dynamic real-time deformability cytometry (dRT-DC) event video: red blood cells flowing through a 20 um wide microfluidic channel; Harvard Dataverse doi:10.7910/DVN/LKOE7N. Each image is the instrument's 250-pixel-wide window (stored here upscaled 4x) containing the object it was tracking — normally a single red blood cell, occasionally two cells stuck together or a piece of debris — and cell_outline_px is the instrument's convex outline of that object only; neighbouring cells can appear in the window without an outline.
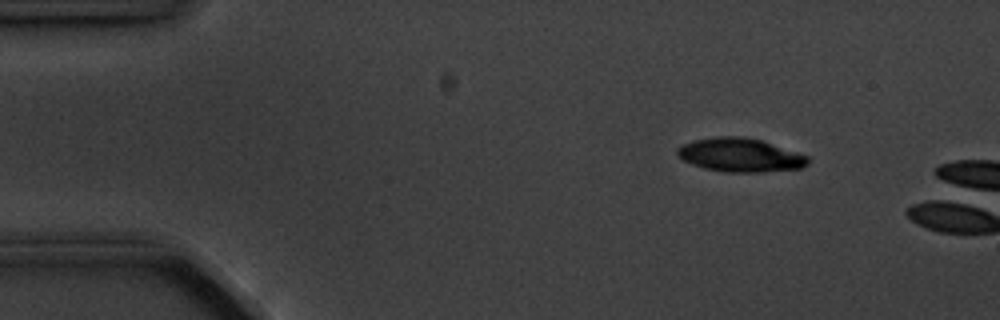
{"species": "common noctule bat (a hibernating species)", "species_latin": "Nyctalus noctula", "temperature_condition": "cold", "stored_images_in_passage": 5, "camera_frame_rate_fps": 3000, "um_per_image_px": 0.085, "animal": {"sex": "male", "body_mass_g": 20.1, "forearm_length_mm": 53.5}, "frame": {"image": 1, "passage_image": 2, "time_ms": 1.333, "image_size_px": [1000, 320], "cell_outline_px": [[808, 164], [800, 168], [760, 172], [728, 172], [704, 168], [692, 164], [684, 160], [676, 152], [676, 148], [692, 140], [716, 136], [740, 136], [760, 140], [808, 156]], "centroid_in_image_um": [62.88, 13.17], "position_along_channel_um": 22.1, "area_um2": 25.32}}